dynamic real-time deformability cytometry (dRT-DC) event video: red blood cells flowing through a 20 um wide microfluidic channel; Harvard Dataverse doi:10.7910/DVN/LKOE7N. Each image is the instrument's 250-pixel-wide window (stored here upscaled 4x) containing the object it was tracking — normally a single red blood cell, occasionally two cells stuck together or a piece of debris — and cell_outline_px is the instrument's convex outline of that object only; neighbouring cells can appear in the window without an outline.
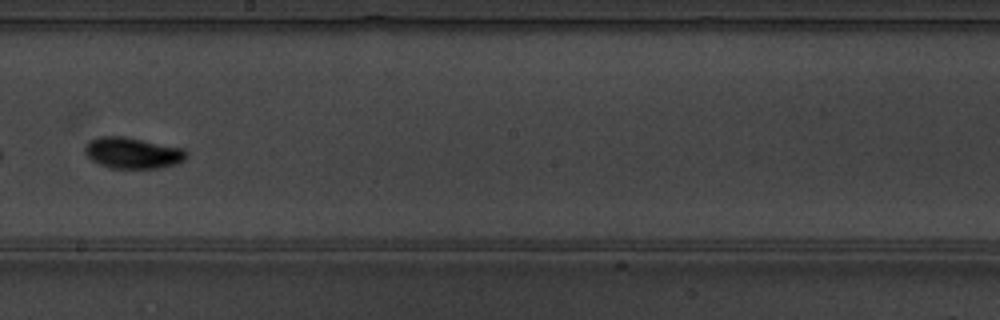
{"species": "common noctule bat (a hibernating species)", "species_latin": "Nyctalus noctula", "temperature_condition": "warm", "stored_images_in_passage": 16, "camera_frame_rate_fps": 3000, "um_per_image_px": 0.085, "animal": {"sex": "male", "body_mass_g": 19.5, "forearm_length_mm": 54.6}, "frame": {"image": 1, "passage_image": 10, "time_ms": 3.0, "image_size_px": [1000, 320], "cell_outline_px": [[188, 156], [184, 160], [176, 164], [160, 168], [108, 168], [92, 160], [84, 152], [84, 144], [88, 140], [100, 136], [124, 136], [184, 148], [188, 152]], "centroid_in_image_um": [11.27, 12.99], "position_along_channel_um": 236.9, "area_um2": 18.67}}
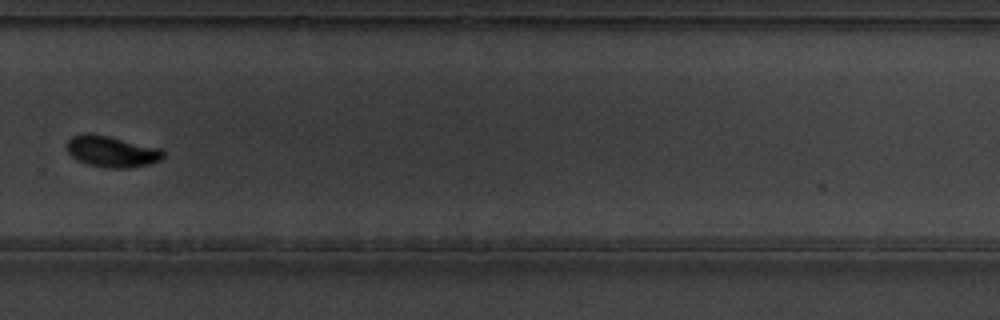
{"frame": {"image": 2, "passage_image": 12, "time_ms": 3.667, "image_size_px": [1000, 320], "cell_outline_px": [[164, 156], [160, 160], [148, 164], [128, 168], [104, 168], [88, 164], [76, 160], [68, 152], [68, 140], [72, 136], [88, 132], [108, 136], [160, 148], [164, 152]], "centroid_in_image_um": [9.49, 12.88], "position_along_channel_um": 320.3, "area_um2": 17.46}}
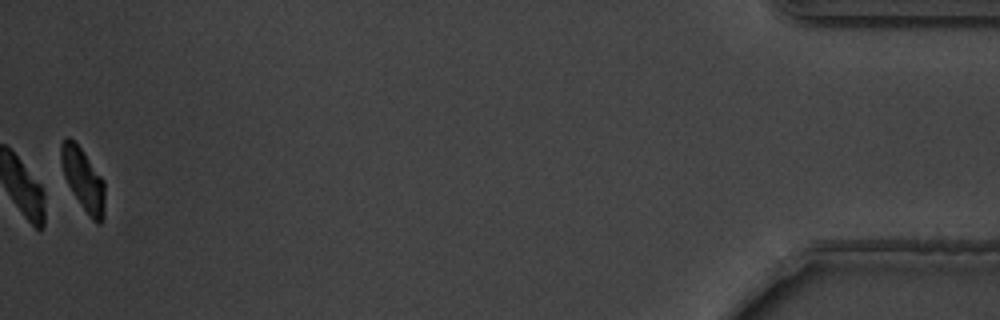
{"frame": {"image": 3, "passage_image": 16, "time_ms": 5.0, "image_size_px": [1000, 320], "cell_outline_px": [[104, 220], [100, 224], [96, 224], [92, 220], [72, 192], [64, 176], [60, 160], [60, 144], [68, 136], [84, 152], [104, 180]], "centroid_in_image_um": [7.07, 15.27], "position_along_channel_um": 428.1, "area_um2": 15.84}}